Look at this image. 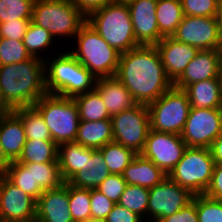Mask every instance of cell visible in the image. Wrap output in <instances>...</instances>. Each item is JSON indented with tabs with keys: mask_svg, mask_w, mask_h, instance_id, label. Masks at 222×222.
<instances>
[{
	"mask_svg": "<svg viewBox=\"0 0 222 222\" xmlns=\"http://www.w3.org/2000/svg\"><path fill=\"white\" fill-rule=\"evenodd\" d=\"M115 76L143 105L154 102L173 86L155 46L140 45L120 54Z\"/></svg>",
	"mask_w": 222,
	"mask_h": 222,
	"instance_id": "1",
	"label": "cell"
},
{
	"mask_svg": "<svg viewBox=\"0 0 222 222\" xmlns=\"http://www.w3.org/2000/svg\"><path fill=\"white\" fill-rule=\"evenodd\" d=\"M43 59L34 58L9 65H0V90L9 106L31 107L47 94Z\"/></svg>",
	"mask_w": 222,
	"mask_h": 222,
	"instance_id": "2",
	"label": "cell"
},
{
	"mask_svg": "<svg viewBox=\"0 0 222 222\" xmlns=\"http://www.w3.org/2000/svg\"><path fill=\"white\" fill-rule=\"evenodd\" d=\"M45 75L47 94L68 98L94 90L97 80L68 51L59 54L45 66Z\"/></svg>",
	"mask_w": 222,
	"mask_h": 222,
	"instance_id": "3",
	"label": "cell"
},
{
	"mask_svg": "<svg viewBox=\"0 0 222 222\" xmlns=\"http://www.w3.org/2000/svg\"><path fill=\"white\" fill-rule=\"evenodd\" d=\"M87 23L120 54L140 46L135 39L127 3L110 1L92 12Z\"/></svg>",
	"mask_w": 222,
	"mask_h": 222,
	"instance_id": "4",
	"label": "cell"
},
{
	"mask_svg": "<svg viewBox=\"0 0 222 222\" xmlns=\"http://www.w3.org/2000/svg\"><path fill=\"white\" fill-rule=\"evenodd\" d=\"M77 36V49L70 53L96 78L116 75L120 53L110 46L87 22Z\"/></svg>",
	"mask_w": 222,
	"mask_h": 222,
	"instance_id": "5",
	"label": "cell"
},
{
	"mask_svg": "<svg viewBox=\"0 0 222 222\" xmlns=\"http://www.w3.org/2000/svg\"><path fill=\"white\" fill-rule=\"evenodd\" d=\"M33 107L43 117L57 145L75 142L80 117L73 98L45 94Z\"/></svg>",
	"mask_w": 222,
	"mask_h": 222,
	"instance_id": "6",
	"label": "cell"
},
{
	"mask_svg": "<svg viewBox=\"0 0 222 222\" xmlns=\"http://www.w3.org/2000/svg\"><path fill=\"white\" fill-rule=\"evenodd\" d=\"M31 22L48 30L53 37L75 38L87 17L71 0H35Z\"/></svg>",
	"mask_w": 222,
	"mask_h": 222,
	"instance_id": "7",
	"label": "cell"
},
{
	"mask_svg": "<svg viewBox=\"0 0 222 222\" xmlns=\"http://www.w3.org/2000/svg\"><path fill=\"white\" fill-rule=\"evenodd\" d=\"M214 165L209 148L187 147L168 177L193 195H201L210 184Z\"/></svg>",
	"mask_w": 222,
	"mask_h": 222,
	"instance_id": "8",
	"label": "cell"
},
{
	"mask_svg": "<svg viewBox=\"0 0 222 222\" xmlns=\"http://www.w3.org/2000/svg\"><path fill=\"white\" fill-rule=\"evenodd\" d=\"M150 129L180 135L191 108L187 93L172 86L157 100L147 105Z\"/></svg>",
	"mask_w": 222,
	"mask_h": 222,
	"instance_id": "9",
	"label": "cell"
},
{
	"mask_svg": "<svg viewBox=\"0 0 222 222\" xmlns=\"http://www.w3.org/2000/svg\"><path fill=\"white\" fill-rule=\"evenodd\" d=\"M113 141L140 154L150 131L147 105L137 104L111 117Z\"/></svg>",
	"mask_w": 222,
	"mask_h": 222,
	"instance_id": "10",
	"label": "cell"
},
{
	"mask_svg": "<svg viewBox=\"0 0 222 222\" xmlns=\"http://www.w3.org/2000/svg\"><path fill=\"white\" fill-rule=\"evenodd\" d=\"M222 133V108H190L181 138L187 147L209 148Z\"/></svg>",
	"mask_w": 222,
	"mask_h": 222,
	"instance_id": "11",
	"label": "cell"
},
{
	"mask_svg": "<svg viewBox=\"0 0 222 222\" xmlns=\"http://www.w3.org/2000/svg\"><path fill=\"white\" fill-rule=\"evenodd\" d=\"M171 37L199 50H222V39L215 17L185 15Z\"/></svg>",
	"mask_w": 222,
	"mask_h": 222,
	"instance_id": "12",
	"label": "cell"
},
{
	"mask_svg": "<svg viewBox=\"0 0 222 222\" xmlns=\"http://www.w3.org/2000/svg\"><path fill=\"white\" fill-rule=\"evenodd\" d=\"M186 148L187 145L181 135L150 129L144 149L140 154L151 160L168 176L181 160Z\"/></svg>",
	"mask_w": 222,
	"mask_h": 222,
	"instance_id": "13",
	"label": "cell"
},
{
	"mask_svg": "<svg viewBox=\"0 0 222 222\" xmlns=\"http://www.w3.org/2000/svg\"><path fill=\"white\" fill-rule=\"evenodd\" d=\"M193 197L194 195L188 189L179 186L167 177L160 184L149 189L148 217L150 222H158L163 217L177 213L190 203Z\"/></svg>",
	"mask_w": 222,
	"mask_h": 222,
	"instance_id": "14",
	"label": "cell"
},
{
	"mask_svg": "<svg viewBox=\"0 0 222 222\" xmlns=\"http://www.w3.org/2000/svg\"><path fill=\"white\" fill-rule=\"evenodd\" d=\"M37 201L0 176V222H35Z\"/></svg>",
	"mask_w": 222,
	"mask_h": 222,
	"instance_id": "15",
	"label": "cell"
},
{
	"mask_svg": "<svg viewBox=\"0 0 222 222\" xmlns=\"http://www.w3.org/2000/svg\"><path fill=\"white\" fill-rule=\"evenodd\" d=\"M135 39L139 45L155 46L163 36L156 18L157 0H131L127 2Z\"/></svg>",
	"mask_w": 222,
	"mask_h": 222,
	"instance_id": "16",
	"label": "cell"
},
{
	"mask_svg": "<svg viewBox=\"0 0 222 222\" xmlns=\"http://www.w3.org/2000/svg\"><path fill=\"white\" fill-rule=\"evenodd\" d=\"M167 77L174 83L196 56L199 49L165 36L155 45Z\"/></svg>",
	"mask_w": 222,
	"mask_h": 222,
	"instance_id": "17",
	"label": "cell"
},
{
	"mask_svg": "<svg viewBox=\"0 0 222 222\" xmlns=\"http://www.w3.org/2000/svg\"><path fill=\"white\" fill-rule=\"evenodd\" d=\"M69 183L45 190L37 200L35 222H74L69 209Z\"/></svg>",
	"mask_w": 222,
	"mask_h": 222,
	"instance_id": "18",
	"label": "cell"
},
{
	"mask_svg": "<svg viewBox=\"0 0 222 222\" xmlns=\"http://www.w3.org/2000/svg\"><path fill=\"white\" fill-rule=\"evenodd\" d=\"M221 61L222 50H199L173 86L184 90L195 82L217 78Z\"/></svg>",
	"mask_w": 222,
	"mask_h": 222,
	"instance_id": "19",
	"label": "cell"
},
{
	"mask_svg": "<svg viewBox=\"0 0 222 222\" xmlns=\"http://www.w3.org/2000/svg\"><path fill=\"white\" fill-rule=\"evenodd\" d=\"M95 89L101 95L110 117L138 104L116 76L97 78Z\"/></svg>",
	"mask_w": 222,
	"mask_h": 222,
	"instance_id": "20",
	"label": "cell"
},
{
	"mask_svg": "<svg viewBox=\"0 0 222 222\" xmlns=\"http://www.w3.org/2000/svg\"><path fill=\"white\" fill-rule=\"evenodd\" d=\"M111 173L102 153L97 149L86 147V163L68 183L84 189H96Z\"/></svg>",
	"mask_w": 222,
	"mask_h": 222,
	"instance_id": "21",
	"label": "cell"
},
{
	"mask_svg": "<svg viewBox=\"0 0 222 222\" xmlns=\"http://www.w3.org/2000/svg\"><path fill=\"white\" fill-rule=\"evenodd\" d=\"M26 134L21 119L14 113L0 119V144L6 157L17 161L23 151Z\"/></svg>",
	"mask_w": 222,
	"mask_h": 222,
	"instance_id": "22",
	"label": "cell"
},
{
	"mask_svg": "<svg viewBox=\"0 0 222 222\" xmlns=\"http://www.w3.org/2000/svg\"><path fill=\"white\" fill-rule=\"evenodd\" d=\"M123 178L129 185L153 188L168 176L151 160L137 154L123 172Z\"/></svg>",
	"mask_w": 222,
	"mask_h": 222,
	"instance_id": "23",
	"label": "cell"
},
{
	"mask_svg": "<svg viewBox=\"0 0 222 222\" xmlns=\"http://www.w3.org/2000/svg\"><path fill=\"white\" fill-rule=\"evenodd\" d=\"M184 91L187 93L191 108H222V92L218 77L190 84Z\"/></svg>",
	"mask_w": 222,
	"mask_h": 222,
	"instance_id": "24",
	"label": "cell"
},
{
	"mask_svg": "<svg viewBox=\"0 0 222 222\" xmlns=\"http://www.w3.org/2000/svg\"><path fill=\"white\" fill-rule=\"evenodd\" d=\"M24 164L31 170V177L33 178V198L36 201L45 190L59 188L65 183L58 161Z\"/></svg>",
	"mask_w": 222,
	"mask_h": 222,
	"instance_id": "25",
	"label": "cell"
},
{
	"mask_svg": "<svg viewBox=\"0 0 222 222\" xmlns=\"http://www.w3.org/2000/svg\"><path fill=\"white\" fill-rule=\"evenodd\" d=\"M113 141L111 120L80 121L75 143L99 149Z\"/></svg>",
	"mask_w": 222,
	"mask_h": 222,
	"instance_id": "26",
	"label": "cell"
},
{
	"mask_svg": "<svg viewBox=\"0 0 222 222\" xmlns=\"http://www.w3.org/2000/svg\"><path fill=\"white\" fill-rule=\"evenodd\" d=\"M58 162L62 178L68 182L86 163V147L75 142L58 145Z\"/></svg>",
	"mask_w": 222,
	"mask_h": 222,
	"instance_id": "27",
	"label": "cell"
},
{
	"mask_svg": "<svg viewBox=\"0 0 222 222\" xmlns=\"http://www.w3.org/2000/svg\"><path fill=\"white\" fill-rule=\"evenodd\" d=\"M184 16L181 0H157V25L163 37L172 36Z\"/></svg>",
	"mask_w": 222,
	"mask_h": 222,
	"instance_id": "28",
	"label": "cell"
},
{
	"mask_svg": "<svg viewBox=\"0 0 222 222\" xmlns=\"http://www.w3.org/2000/svg\"><path fill=\"white\" fill-rule=\"evenodd\" d=\"M77 105L80 121L111 120L99 92L94 89L73 97Z\"/></svg>",
	"mask_w": 222,
	"mask_h": 222,
	"instance_id": "29",
	"label": "cell"
},
{
	"mask_svg": "<svg viewBox=\"0 0 222 222\" xmlns=\"http://www.w3.org/2000/svg\"><path fill=\"white\" fill-rule=\"evenodd\" d=\"M58 161V145L53 140H26L17 160L20 163H47Z\"/></svg>",
	"mask_w": 222,
	"mask_h": 222,
	"instance_id": "30",
	"label": "cell"
},
{
	"mask_svg": "<svg viewBox=\"0 0 222 222\" xmlns=\"http://www.w3.org/2000/svg\"><path fill=\"white\" fill-rule=\"evenodd\" d=\"M13 112L23 123L26 140H52L50 132L41 114L33 107L14 109Z\"/></svg>",
	"mask_w": 222,
	"mask_h": 222,
	"instance_id": "31",
	"label": "cell"
},
{
	"mask_svg": "<svg viewBox=\"0 0 222 222\" xmlns=\"http://www.w3.org/2000/svg\"><path fill=\"white\" fill-rule=\"evenodd\" d=\"M111 174H123L124 170L137 155L132 149L112 141L98 149Z\"/></svg>",
	"mask_w": 222,
	"mask_h": 222,
	"instance_id": "32",
	"label": "cell"
},
{
	"mask_svg": "<svg viewBox=\"0 0 222 222\" xmlns=\"http://www.w3.org/2000/svg\"><path fill=\"white\" fill-rule=\"evenodd\" d=\"M148 197V188L127 184L118 204L144 219V217L148 218Z\"/></svg>",
	"mask_w": 222,
	"mask_h": 222,
	"instance_id": "33",
	"label": "cell"
},
{
	"mask_svg": "<svg viewBox=\"0 0 222 222\" xmlns=\"http://www.w3.org/2000/svg\"><path fill=\"white\" fill-rule=\"evenodd\" d=\"M53 38L48 30L30 22L22 41L31 57L44 60L39 53L52 45Z\"/></svg>",
	"mask_w": 222,
	"mask_h": 222,
	"instance_id": "34",
	"label": "cell"
},
{
	"mask_svg": "<svg viewBox=\"0 0 222 222\" xmlns=\"http://www.w3.org/2000/svg\"><path fill=\"white\" fill-rule=\"evenodd\" d=\"M69 211L74 222L91 218L90 189L78 188L69 184Z\"/></svg>",
	"mask_w": 222,
	"mask_h": 222,
	"instance_id": "35",
	"label": "cell"
},
{
	"mask_svg": "<svg viewBox=\"0 0 222 222\" xmlns=\"http://www.w3.org/2000/svg\"><path fill=\"white\" fill-rule=\"evenodd\" d=\"M35 0H0V23L31 19Z\"/></svg>",
	"mask_w": 222,
	"mask_h": 222,
	"instance_id": "36",
	"label": "cell"
},
{
	"mask_svg": "<svg viewBox=\"0 0 222 222\" xmlns=\"http://www.w3.org/2000/svg\"><path fill=\"white\" fill-rule=\"evenodd\" d=\"M22 40L0 38V65H9L31 59Z\"/></svg>",
	"mask_w": 222,
	"mask_h": 222,
	"instance_id": "37",
	"label": "cell"
},
{
	"mask_svg": "<svg viewBox=\"0 0 222 222\" xmlns=\"http://www.w3.org/2000/svg\"><path fill=\"white\" fill-rule=\"evenodd\" d=\"M198 222H222V205L218 199L195 195Z\"/></svg>",
	"mask_w": 222,
	"mask_h": 222,
	"instance_id": "38",
	"label": "cell"
},
{
	"mask_svg": "<svg viewBox=\"0 0 222 222\" xmlns=\"http://www.w3.org/2000/svg\"><path fill=\"white\" fill-rule=\"evenodd\" d=\"M11 183L33 197L31 170L24 163L13 161L4 175Z\"/></svg>",
	"mask_w": 222,
	"mask_h": 222,
	"instance_id": "39",
	"label": "cell"
},
{
	"mask_svg": "<svg viewBox=\"0 0 222 222\" xmlns=\"http://www.w3.org/2000/svg\"><path fill=\"white\" fill-rule=\"evenodd\" d=\"M184 15L215 17L218 0H181Z\"/></svg>",
	"mask_w": 222,
	"mask_h": 222,
	"instance_id": "40",
	"label": "cell"
},
{
	"mask_svg": "<svg viewBox=\"0 0 222 222\" xmlns=\"http://www.w3.org/2000/svg\"><path fill=\"white\" fill-rule=\"evenodd\" d=\"M126 186L123 175L111 174L96 189L114 203H118Z\"/></svg>",
	"mask_w": 222,
	"mask_h": 222,
	"instance_id": "41",
	"label": "cell"
},
{
	"mask_svg": "<svg viewBox=\"0 0 222 222\" xmlns=\"http://www.w3.org/2000/svg\"><path fill=\"white\" fill-rule=\"evenodd\" d=\"M91 218L105 220L114 203L97 189H90Z\"/></svg>",
	"mask_w": 222,
	"mask_h": 222,
	"instance_id": "42",
	"label": "cell"
},
{
	"mask_svg": "<svg viewBox=\"0 0 222 222\" xmlns=\"http://www.w3.org/2000/svg\"><path fill=\"white\" fill-rule=\"evenodd\" d=\"M31 19H16L0 23V38L23 40Z\"/></svg>",
	"mask_w": 222,
	"mask_h": 222,
	"instance_id": "43",
	"label": "cell"
},
{
	"mask_svg": "<svg viewBox=\"0 0 222 222\" xmlns=\"http://www.w3.org/2000/svg\"><path fill=\"white\" fill-rule=\"evenodd\" d=\"M158 222H198L195 195L190 203L177 213L161 218Z\"/></svg>",
	"mask_w": 222,
	"mask_h": 222,
	"instance_id": "44",
	"label": "cell"
},
{
	"mask_svg": "<svg viewBox=\"0 0 222 222\" xmlns=\"http://www.w3.org/2000/svg\"><path fill=\"white\" fill-rule=\"evenodd\" d=\"M105 222H144L137 213L116 203L105 219Z\"/></svg>",
	"mask_w": 222,
	"mask_h": 222,
	"instance_id": "45",
	"label": "cell"
},
{
	"mask_svg": "<svg viewBox=\"0 0 222 222\" xmlns=\"http://www.w3.org/2000/svg\"><path fill=\"white\" fill-rule=\"evenodd\" d=\"M204 195L213 199L222 197V164L214 165L211 181Z\"/></svg>",
	"mask_w": 222,
	"mask_h": 222,
	"instance_id": "46",
	"label": "cell"
},
{
	"mask_svg": "<svg viewBox=\"0 0 222 222\" xmlns=\"http://www.w3.org/2000/svg\"><path fill=\"white\" fill-rule=\"evenodd\" d=\"M76 7L88 17L92 12L103 8L111 0H71Z\"/></svg>",
	"mask_w": 222,
	"mask_h": 222,
	"instance_id": "47",
	"label": "cell"
},
{
	"mask_svg": "<svg viewBox=\"0 0 222 222\" xmlns=\"http://www.w3.org/2000/svg\"><path fill=\"white\" fill-rule=\"evenodd\" d=\"M210 150L215 164H222V133L214 140Z\"/></svg>",
	"mask_w": 222,
	"mask_h": 222,
	"instance_id": "48",
	"label": "cell"
},
{
	"mask_svg": "<svg viewBox=\"0 0 222 222\" xmlns=\"http://www.w3.org/2000/svg\"><path fill=\"white\" fill-rule=\"evenodd\" d=\"M12 162L6 157L0 144V176L5 175L6 170Z\"/></svg>",
	"mask_w": 222,
	"mask_h": 222,
	"instance_id": "49",
	"label": "cell"
},
{
	"mask_svg": "<svg viewBox=\"0 0 222 222\" xmlns=\"http://www.w3.org/2000/svg\"><path fill=\"white\" fill-rule=\"evenodd\" d=\"M13 112V109L9 106L7 101L4 99L0 90V119Z\"/></svg>",
	"mask_w": 222,
	"mask_h": 222,
	"instance_id": "50",
	"label": "cell"
},
{
	"mask_svg": "<svg viewBox=\"0 0 222 222\" xmlns=\"http://www.w3.org/2000/svg\"><path fill=\"white\" fill-rule=\"evenodd\" d=\"M216 21L219 27L220 36L222 39V0H218L217 11H216Z\"/></svg>",
	"mask_w": 222,
	"mask_h": 222,
	"instance_id": "51",
	"label": "cell"
},
{
	"mask_svg": "<svg viewBox=\"0 0 222 222\" xmlns=\"http://www.w3.org/2000/svg\"><path fill=\"white\" fill-rule=\"evenodd\" d=\"M218 80H219V85H220V89L222 92V61L220 63L219 69H218Z\"/></svg>",
	"mask_w": 222,
	"mask_h": 222,
	"instance_id": "52",
	"label": "cell"
},
{
	"mask_svg": "<svg viewBox=\"0 0 222 222\" xmlns=\"http://www.w3.org/2000/svg\"><path fill=\"white\" fill-rule=\"evenodd\" d=\"M83 222H105V220H100V219H94V218H89Z\"/></svg>",
	"mask_w": 222,
	"mask_h": 222,
	"instance_id": "53",
	"label": "cell"
},
{
	"mask_svg": "<svg viewBox=\"0 0 222 222\" xmlns=\"http://www.w3.org/2000/svg\"><path fill=\"white\" fill-rule=\"evenodd\" d=\"M111 1L127 3V2H129V1H131V0H111Z\"/></svg>",
	"mask_w": 222,
	"mask_h": 222,
	"instance_id": "54",
	"label": "cell"
},
{
	"mask_svg": "<svg viewBox=\"0 0 222 222\" xmlns=\"http://www.w3.org/2000/svg\"><path fill=\"white\" fill-rule=\"evenodd\" d=\"M218 201L221 203L222 205V197L218 198Z\"/></svg>",
	"mask_w": 222,
	"mask_h": 222,
	"instance_id": "55",
	"label": "cell"
}]
</instances>
